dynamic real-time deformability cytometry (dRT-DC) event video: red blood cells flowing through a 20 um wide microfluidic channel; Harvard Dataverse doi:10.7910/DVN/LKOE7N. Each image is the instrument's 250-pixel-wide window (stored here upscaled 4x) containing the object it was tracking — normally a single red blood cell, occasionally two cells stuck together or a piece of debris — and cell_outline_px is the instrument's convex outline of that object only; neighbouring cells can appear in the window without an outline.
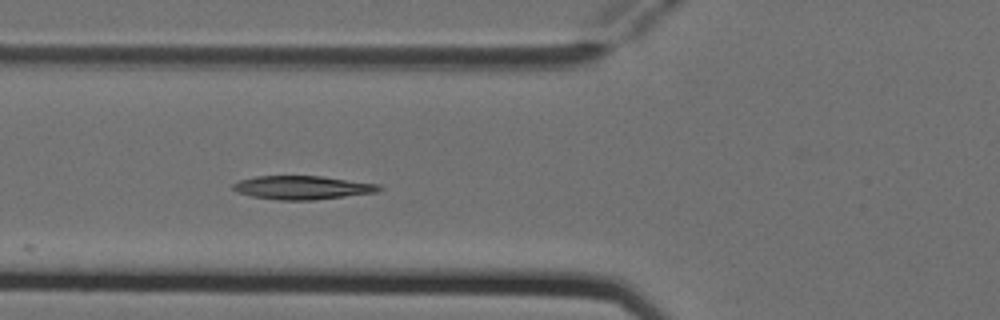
{"species": "Egyptian fruit bat (a non-hibernating species)", "species_latin": "Rousettus aegyptiacus", "temperature_condition": "cold", "stored_images_in_passage": 6, "camera_frame_rate_fps": 3000, "um_per_image_px": 0.085, "animal": {"sex": "female"}, "frame": {"image": 1, "passage_image": 6, "time_ms": 1.667, "image_size_px": [1000, 320], "cell_outline_px": [[384, 188], [376, 192], [312, 200], [280, 200], [252, 196], [236, 192], [232, 188], [232, 184], [240, 180], [256, 176], [320, 176], [380, 184]], "centroid_in_image_um": [25.69, 15.94], "position_along_channel_um": 100.1, "area_um2": 19.94}}